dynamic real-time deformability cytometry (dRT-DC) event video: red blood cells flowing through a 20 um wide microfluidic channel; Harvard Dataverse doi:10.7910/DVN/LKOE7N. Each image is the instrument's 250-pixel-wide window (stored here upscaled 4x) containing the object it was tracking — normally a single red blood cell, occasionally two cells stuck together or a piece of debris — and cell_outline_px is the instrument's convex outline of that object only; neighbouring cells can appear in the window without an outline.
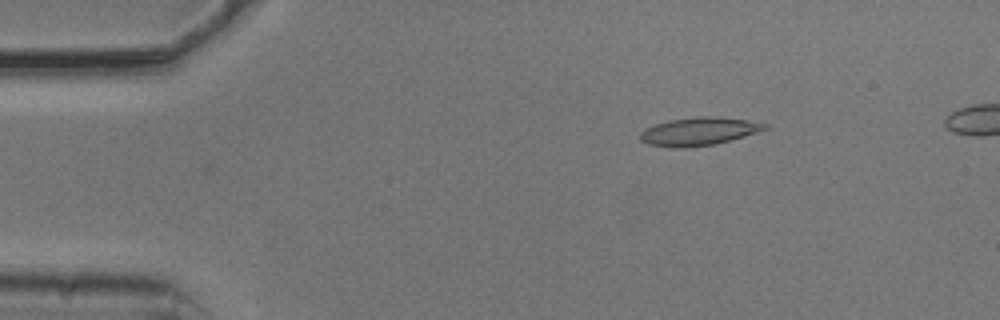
{"species": "common noctule bat (a hibernating species)", "species_latin": "Nyctalus noctula", "temperature_condition": "cold", "stored_images_in_passage": 39, "camera_frame_rate_fps": 3000, "um_per_image_px": 0.085, "animal": {"sex": "male", "body_mass_g": 20.5, "forearm_length_mm": 52.5}, "frame": {"image": 1, "passage_image": 4, "time_ms": 1.0, "image_size_px": [1000, 320], "cell_outline_px": [[768, 128], [732, 140], [716, 144], [684, 148], [648, 144], [640, 140], [640, 132], [656, 124], [672, 120], [696, 116], [716, 116], [748, 120], [768, 124]], "centroid_in_image_um": [59.44, 11.16], "position_along_channel_um": 25.6, "area_um2": 20.17}}
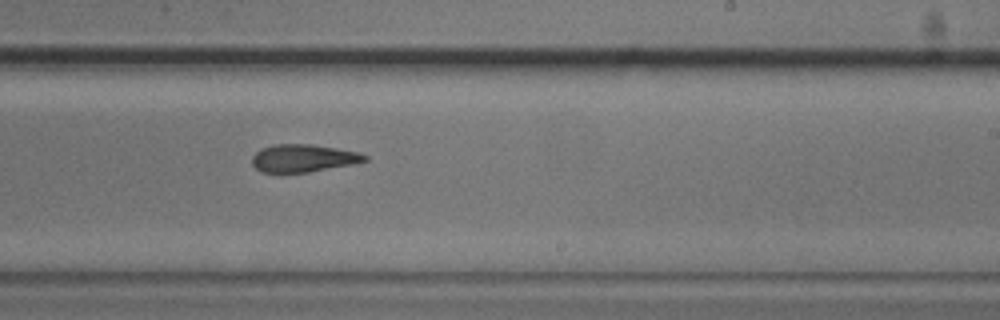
{"frame": {"image": 2, "passage_image": 28, "time_ms": 9.0, "image_size_px": [1000, 320], "cell_outline_px": [[368, 160], [356, 164], [308, 172], [260, 172], [252, 164], [252, 156], [260, 148], [272, 144], [312, 144], [360, 152], [368, 156]], "centroid_in_image_um": [25.8, 13.44], "position_along_channel_um": 263.2, "area_um2": 18.38}}
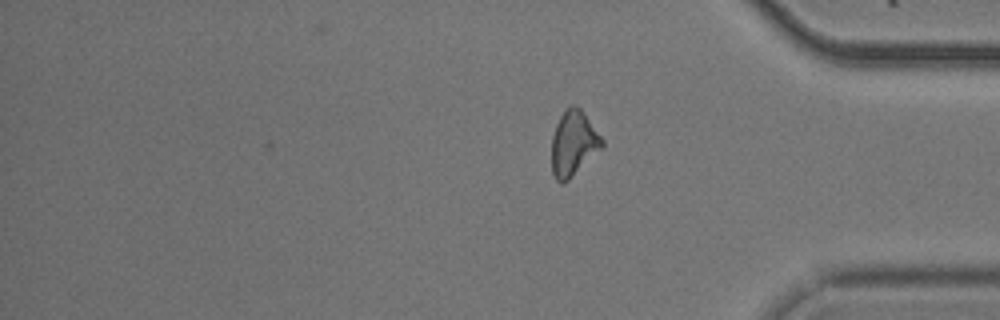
{"frame": {"image": 3, "passage_image": 39, "time_ms": 12.667, "image_size_px": [1000, 320], "cell_outline_px": [[604, 148], [564, 184], [560, 184], [556, 180], [552, 172], [552, 136], [556, 124], [560, 116], [572, 104], [576, 104], [584, 112], [604, 140]], "centroid_in_image_um": [48.77, 12.21], "position_along_channel_um": 386.4, "area_um2": 19.42}, "authors_computed_cell_mechanics": {"area_um2": 19.5942, "velocity_mm_per_s": 3.7664, "shape_relaxation_time_tau1_ms": 3.6716, "shape_relaxation_time_tau2_ms": 2.299, "deformation_change_tau1": 0.1322, "deformation_change_tau2": 0.0873}}